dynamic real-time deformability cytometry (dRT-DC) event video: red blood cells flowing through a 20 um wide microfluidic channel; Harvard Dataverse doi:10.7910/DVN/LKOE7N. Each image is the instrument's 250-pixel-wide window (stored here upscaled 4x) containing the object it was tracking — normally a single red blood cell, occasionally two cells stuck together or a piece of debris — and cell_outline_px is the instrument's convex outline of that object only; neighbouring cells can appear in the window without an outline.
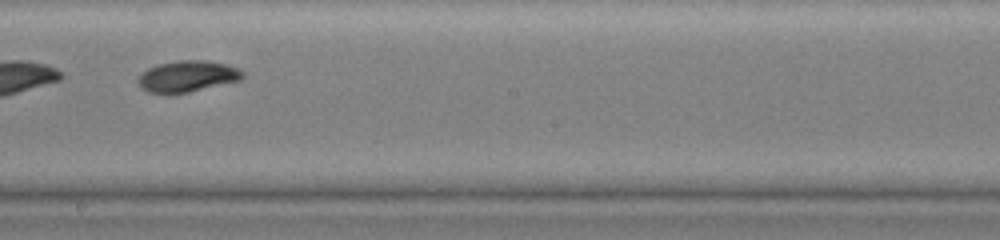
{"species": "common noctule bat (a hibernating species)", "species_latin": "Nyctalus noctula", "temperature_condition": "warm", "stored_images_in_passage": 29, "segment_of_instrument_passage": [2, 2], "camera_frame_rate_fps": 3000, "um_per_image_px": 0.085, "animal": {"sex": "female", "body_mass_g": 19.0, "forearm_length_mm": 51.5}, "frame": {"image": 1, "passage_image": 23, "time_ms": 7.333, "image_size_px": [1000, 240], "cell_outline_px": [[244, 76], [240, 80], [188, 92], [168, 96], [164, 96], [148, 92], [140, 88], [136, 84], [136, 80], [140, 72], [148, 68], [160, 64], [180, 60], [204, 60], [224, 64], [240, 68], [244, 72]], "centroid_in_image_um": [15.84, 6.52], "position_along_channel_um": 232.4, "area_um2": 19.54}}
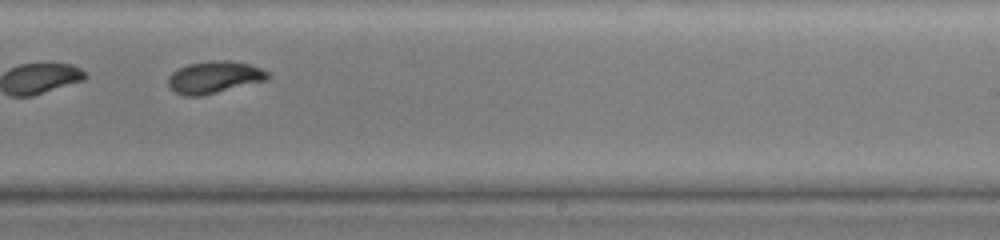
{"frame": {"image": 2, "passage_image": 26, "time_ms": 8.333, "image_size_px": [1000, 240], "cell_outline_px": [[272, 76], [268, 80], [204, 96], [184, 96], [168, 88], [168, 76], [172, 72], [188, 64], [208, 60], [232, 60], [252, 64], [268, 72]], "centroid_in_image_um": [18.24, 6.56], "position_along_channel_um": 270.8, "area_um2": 19.13}}